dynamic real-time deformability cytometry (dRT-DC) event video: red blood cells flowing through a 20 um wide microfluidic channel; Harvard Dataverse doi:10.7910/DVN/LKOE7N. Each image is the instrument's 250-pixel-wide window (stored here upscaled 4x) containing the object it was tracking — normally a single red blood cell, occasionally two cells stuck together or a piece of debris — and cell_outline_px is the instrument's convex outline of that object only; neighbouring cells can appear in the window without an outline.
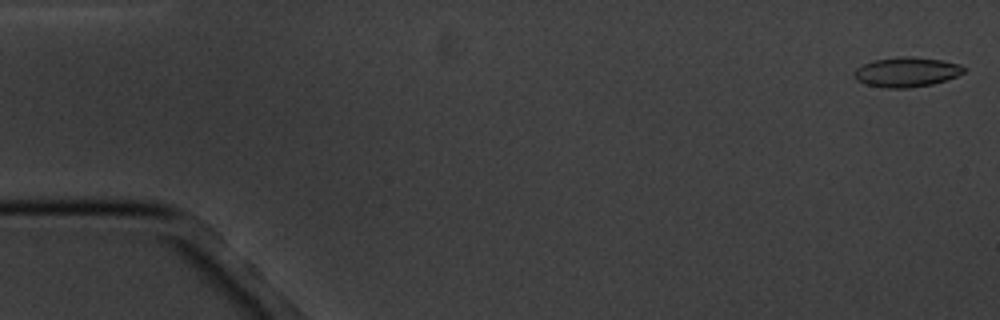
{"species": "common noctule bat (a hibernating species)", "species_latin": "Nyctalus noctula", "temperature_condition": "cold", "stored_images_in_passage": 5, "camera_frame_rate_fps": 3000, "um_per_image_px": 0.085, "animal": {"sex": "male", "body_mass_g": 20.1, "forearm_length_mm": 53.5}, "frame": {"image": 1, "passage_image": 1, "time_ms": 0.0, "image_size_px": [1000, 320], "cell_outline_px": [[964, 72], [956, 76], [932, 84], [908, 88], [884, 88], [868, 84], [856, 80], [852, 72], [856, 68], [872, 60], [900, 56], [908, 56], [940, 60], [960, 64], [964, 68]], "centroid_in_image_um": [77.01, 6.12], "position_along_channel_um": 8.0, "area_um2": 18.9}}
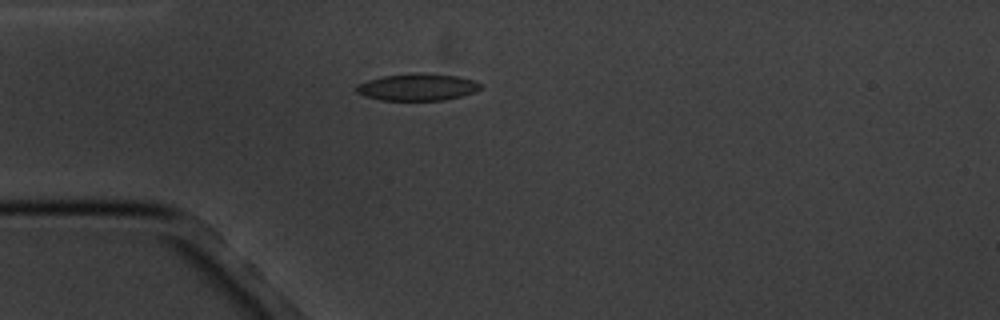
{"frame": {"image": 2, "passage_image": 5, "time_ms": 4.667, "image_size_px": [1000, 320], "cell_outline_px": [[480, 88], [472, 92], [460, 96], [444, 100], [380, 100], [364, 96], [356, 92], [356, 84], [368, 80], [384, 76], [412, 72], [428, 72], [460, 76], [476, 80], [480, 84]], "centroid_in_image_um": [35.47, 7.38], "position_along_channel_um": 49.5, "area_um2": 19.77}}